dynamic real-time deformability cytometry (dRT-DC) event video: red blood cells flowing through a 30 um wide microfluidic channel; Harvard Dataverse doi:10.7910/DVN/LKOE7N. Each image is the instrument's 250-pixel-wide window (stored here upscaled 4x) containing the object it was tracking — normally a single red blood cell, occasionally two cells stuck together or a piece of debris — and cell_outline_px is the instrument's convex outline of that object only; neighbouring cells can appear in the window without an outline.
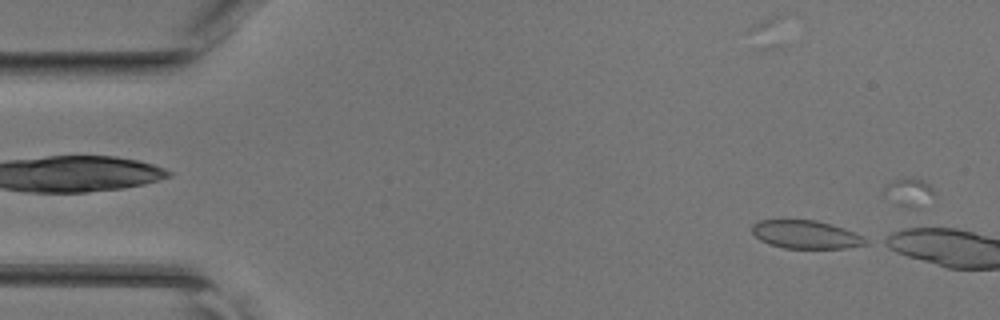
{"species": "common noctule bat (a hibernating species)", "species_latin": "Nyctalus noctula", "temperature_condition": "room temperature", "stored_images_in_passage": 3, "camera_frame_rate_fps": 3000, "um_per_image_px": 0.085, "animal": {"sex": "female", "body_mass_g": 17.0, "forearm_length_mm": 48.0}, "frame": {"image": 1, "passage_image": 1, "time_ms": 0.0, "image_size_px": [1000, 320], "cell_outline_px": [[868, 244], [844, 248], [784, 248], [768, 244], [760, 240], [752, 232], [752, 224], [760, 220], [816, 220], [852, 232], [868, 240]], "centroid_in_image_um": [68.44, 19.94], "position_along_channel_um": 16.6, "area_um2": 18.32}}